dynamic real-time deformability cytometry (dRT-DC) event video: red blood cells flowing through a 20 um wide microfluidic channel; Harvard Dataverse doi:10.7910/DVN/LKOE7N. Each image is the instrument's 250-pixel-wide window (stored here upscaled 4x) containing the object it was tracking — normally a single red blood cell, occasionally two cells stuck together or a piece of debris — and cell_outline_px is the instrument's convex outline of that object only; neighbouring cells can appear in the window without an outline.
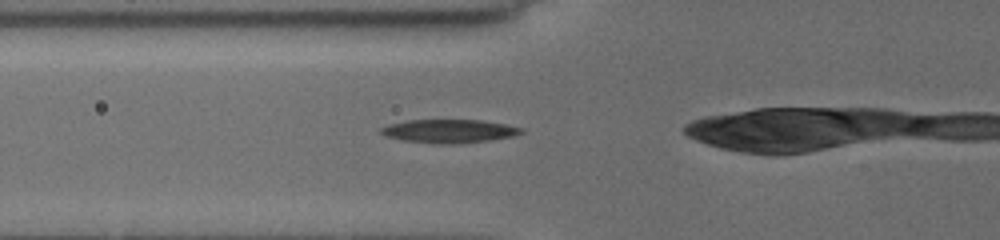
{"species": "common noctule bat (a hibernating species)", "species_latin": "Nyctalus noctula", "temperature_condition": "cold", "stored_images_in_passage": 10, "camera_frame_rate_fps": 3000, "um_per_image_px": 0.085, "animal": {"sex": "female", "body_mass_g": 19.5, "forearm_length_mm": 54.1}, "frame": {"image": 1, "passage_image": 4, "time_ms": 0.667, "image_size_px": [1000, 240], "cell_outline_px": [[524, 132], [516, 136], [488, 140], [452, 144], [440, 144], [404, 140], [388, 136], [380, 132], [380, 128], [392, 124], [408, 120], [480, 120], [504, 124], [524, 128]], "centroid_in_image_um": [38.24, 11.14], "position_along_channel_um": 87.6, "area_um2": 18.9}}
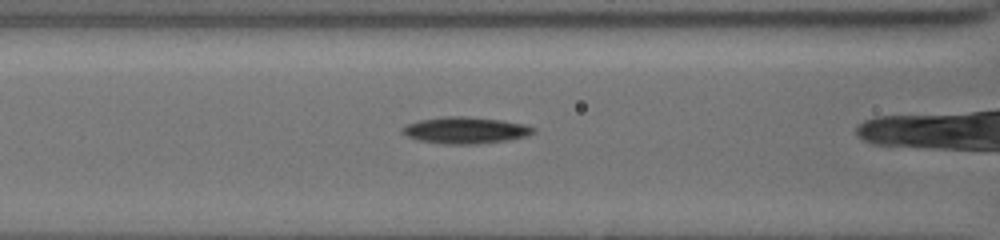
{"frame": {"image": 2, "passage_image": 7, "time_ms": 1.667, "image_size_px": [1000, 240], "cell_outline_px": [[536, 132], [524, 136], [508, 140], [480, 144], [440, 144], [420, 140], [408, 136], [400, 132], [400, 128], [408, 124], [420, 120], [444, 116], [464, 116], [500, 120], [524, 124], [536, 128]], "centroid_in_image_um": [39.55, 11.08], "position_along_channel_um": 127.1, "area_um2": 20.29}}